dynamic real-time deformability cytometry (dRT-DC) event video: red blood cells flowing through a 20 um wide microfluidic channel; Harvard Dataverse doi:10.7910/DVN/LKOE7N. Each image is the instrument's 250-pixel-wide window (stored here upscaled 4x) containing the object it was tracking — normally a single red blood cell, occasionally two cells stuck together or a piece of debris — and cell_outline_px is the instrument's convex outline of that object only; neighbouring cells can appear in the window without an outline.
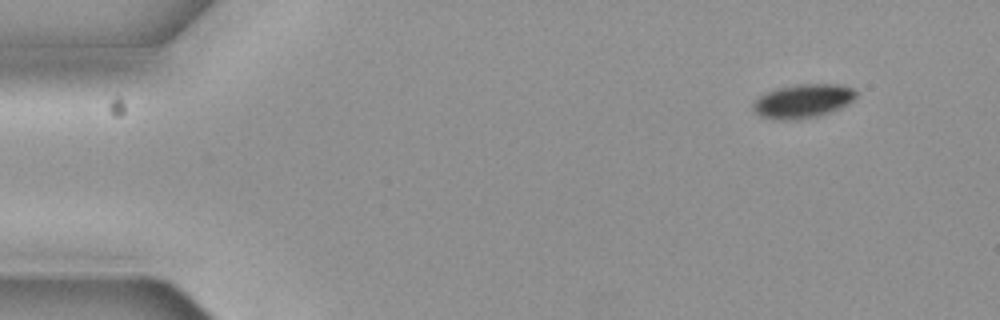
{"species": "common noctule bat (a hibernating species)", "species_latin": "Nyctalus noctula", "temperature_condition": "cold", "stored_images_in_passage": 5, "segment_of_instrument_passage": [1, 2], "camera_frame_rate_fps": 3000, "um_per_image_px": 0.085, "animal": {"sex": "female", "body_mass_g": 19.3, "forearm_length_mm": 54.1}, "frame": {"image": 1, "passage_image": 1, "time_ms": 0.0, "image_size_px": [1000, 320], "cell_outline_px": [[856, 96], [848, 104], [840, 108], [816, 116], [796, 120], [776, 120], [760, 116], [752, 108], [752, 100], [776, 88], [796, 84], [840, 84], [852, 88], [856, 92]], "centroid_in_image_um": [68.21, 8.59], "position_along_channel_um": 16.8, "area_um2": 20.35}}
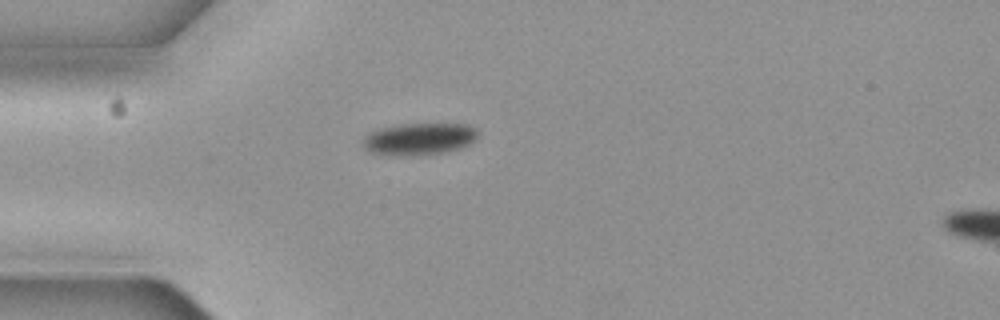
{"frame": {"image": 2, "passage_image": 4, "time_ms": 1.0, "image_size_px": [1000, 320], "cell_outline_px": [[476, 136], [468, 144], [460, 148], [444, 152], [400, 156], [372, 152], [364, 144], [364, 136], [368, 132], [376, 128], [400, 124], [468, 124], [476, 128]], "centroid_in_image_um": [35.6, 11.78], "position_along_channel_um": 49.4, "area_um2": 21.1}}